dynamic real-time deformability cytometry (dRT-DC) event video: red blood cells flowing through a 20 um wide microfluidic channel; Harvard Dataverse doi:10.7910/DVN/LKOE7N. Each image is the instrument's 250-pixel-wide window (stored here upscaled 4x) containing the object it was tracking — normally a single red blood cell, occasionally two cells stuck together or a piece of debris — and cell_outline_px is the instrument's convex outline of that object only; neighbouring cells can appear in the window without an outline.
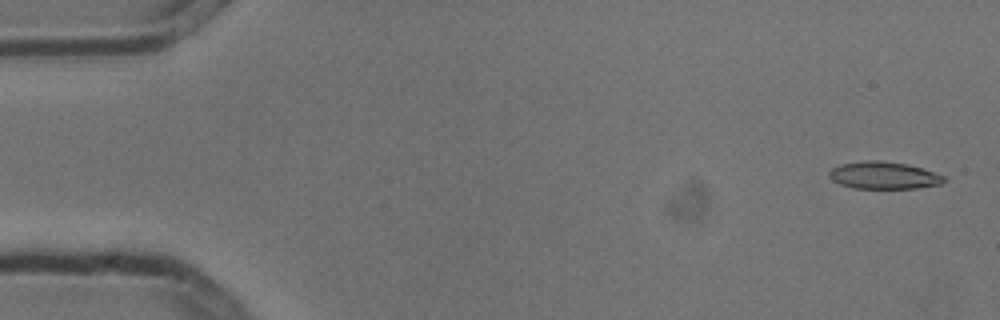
{"species": "common noctule bat (a hibernating species)", "species_latin": "Nyctalus noctula", "temperature_condition": "cold", "stored_images_in_passage": 4, "camera_frame_rate_fps": 3000, "um_per_image_px": 0.085, "animal": {"sex": "male", "body_mass_g": 13.3}, "frame": {"image": 1, "passage_image": 1, "time_ms": 0.0, "image_size_px": [1000, 320], "cell_outline_px": [[948, 180], [940, 184], [916, 188], [852, 188], [840, 184], [832, 180], [828, 176], [828, 172], [832, 168], [840, 164], [864, 160], [880, 160], [908, 164], [948, 176]], "centroid_in_image_um": [75.14, 14.9], "position_along_channel_um": 9.9, "area_um2": 18.5}}
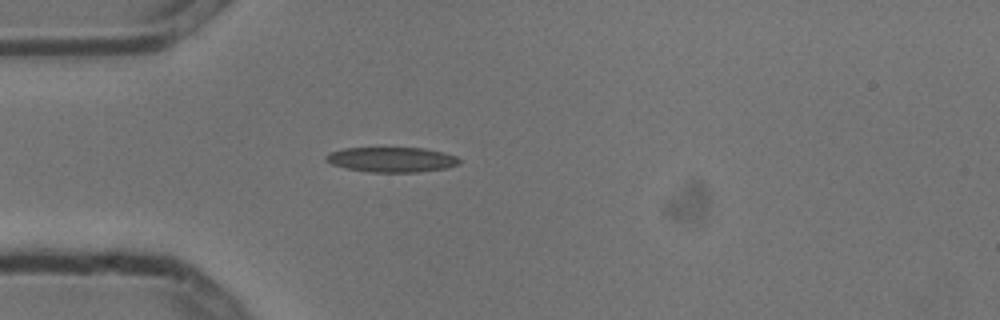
{"frame": {"image": 2, "passage_image": 4, "time_ms": 1.0, "image_size_px": [1000, 320], "cell_outline_px": [[460, 164], [448, 168], [416, 172], [372, 172], [348, 168], [332, 164], [324, 160], [324, 156], [328, 152], [344, 148], [424, 148], [444, 152], [456, 156], [460, 160]], "centroid_in_image_um": [33.3, 13.56], "position_along_channel_um": 51.7, "area_um2": 19.48}}